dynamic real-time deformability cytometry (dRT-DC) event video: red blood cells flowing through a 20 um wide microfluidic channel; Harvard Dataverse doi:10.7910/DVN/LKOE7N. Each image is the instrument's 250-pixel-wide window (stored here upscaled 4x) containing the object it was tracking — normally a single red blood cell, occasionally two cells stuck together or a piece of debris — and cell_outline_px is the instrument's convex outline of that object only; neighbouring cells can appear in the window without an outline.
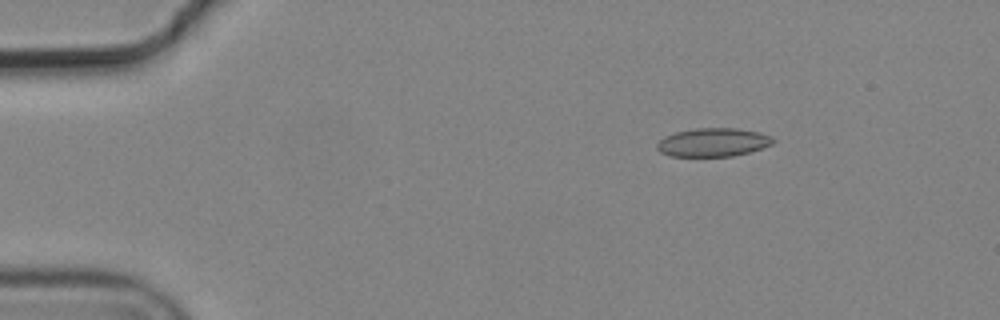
{"species": "common noctule bat (a hibernating species)", "species_latin": "Nyctalus noctula", "temperature_condition": "cold", "stored_images_in_passage": 6, "camera_frame_rate_fps": 3000, "um_per_image_px": 0.085, "animal": {"sex": "male", "body_mass_g": 19.2, "forearm_length_mm": 51.8}, "frame": {"image": 1, "passage_image": 3, "time_ms": 0.667, "image_size_px": [1000, 320], "cell_outline_px": [[776, 140], [772, 144], [748, 152], [732, 156], [672, 156], [660, 152], [656, 148], [656, 144], [664, 136], [676, 132], [696, 128], [736, 128], [760, 132], [772, 136]], "centroid_in_image_um": [60.61, 12.09], "position_along_channel_um": 24.4, "area_um2": 19.25}}
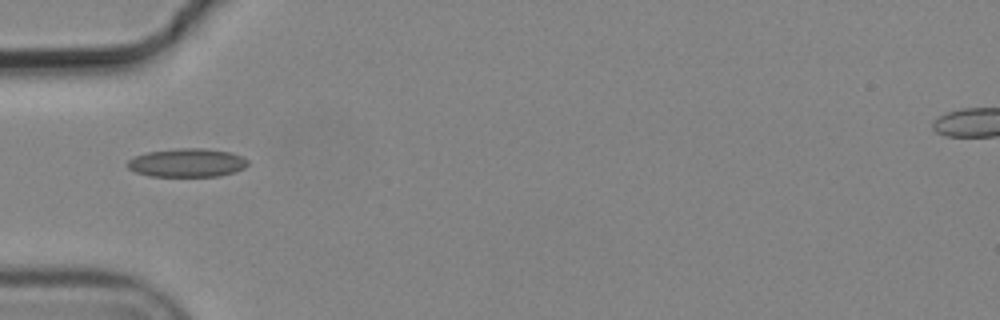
{"frame": {"image": 2, "passage_image": 6, "time_ms": 1.667, "image_size_px": [1000, 320], "cell_outline_px": [[248, 164], [244, 168], [236, 172], [220, 176], [148, 176], [136, 172], [128, 168], [128, 160], [136, 156], [148, 152], [180, 148], [204, 148], [228, 152], [240, 156], [248, 160]], "centroid_in_image_um": [15.92, 13.84], "position_along_channel_um": 69.1, "area_um2": 19.88}}